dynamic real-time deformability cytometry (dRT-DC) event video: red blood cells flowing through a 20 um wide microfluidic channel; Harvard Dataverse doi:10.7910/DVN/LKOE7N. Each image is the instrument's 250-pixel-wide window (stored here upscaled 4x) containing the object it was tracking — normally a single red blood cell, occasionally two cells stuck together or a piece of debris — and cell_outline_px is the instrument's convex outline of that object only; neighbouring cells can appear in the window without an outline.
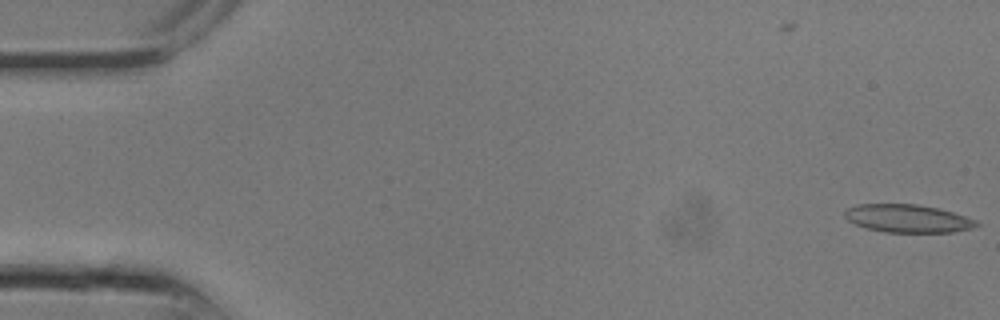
{"species": "common noctule bat (a hibernating species)", "species_latin": "Nyctalus noctula", "temperature_condition": "room temperature", "stored_images_in_passage": 11, "camera_frame_rate_fps": 3000, "um_per_image_px": 0.085, "animal": {"sex": "male", "body_mass_g": 13.3}, "frame": {"image": 1, "passage_image": 1, "time_ms": 0.0, "image_size_px": [1000, 320], "cell_outline_px": [[980, 224], [972, 228], [952, 232], [884, 232], [864, 228], [848, 220], [844, 216], [844, 212], [848, 208], [856, 204], [916, 204], [940, 208], [976, 220]], "centroid_in_image_um": [77.13, 18.57], "position_along_channel_um": 7.9, "area_um2": 21.5}}
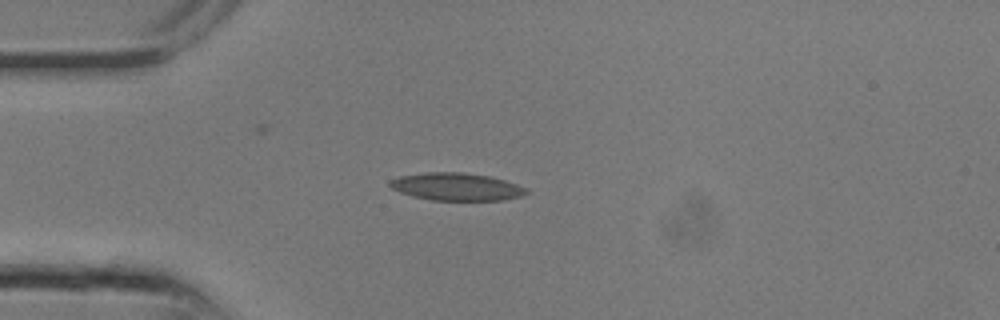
{"frame": {"image": 2, "passage_image": 7, "time_ms": 2.0, "image_size_px": [1000, 320], "cell_outline_px": [[528, 192], [524, 196], [504, 200], [432, 200], [412, 196], [400, 192], [392, 188], [388, 184], [388, 180], [400, 176], [424, 172], [464, 172], [488, 176], [504, 180], [528, 188]], "centroid_in_image_um": [38.8, 15.87], "position_along_channel_um": 46.2, "area_um2": 22.08}}
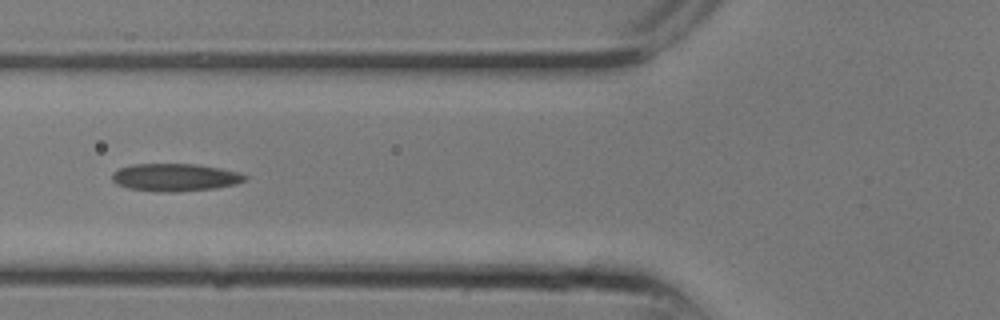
{"frame": {"image": 3, "passage_image": 10, "time_ms": 3.0, "image_size_px": [1000, 320], "cell_outline_px": [[248, 180], [236, 184], [216, 188], [176, 192], [156, 192], [128, 188], [116, 184], [112, 180], [112, 172], [120, 168], [132, 164], [196, 164], [220, 168], [236, 172], [248, 176]], "centroid_in_image_um": [14.87, 15.08], "position_along_channel_um": 110.9, "area_um2": 21.56}}